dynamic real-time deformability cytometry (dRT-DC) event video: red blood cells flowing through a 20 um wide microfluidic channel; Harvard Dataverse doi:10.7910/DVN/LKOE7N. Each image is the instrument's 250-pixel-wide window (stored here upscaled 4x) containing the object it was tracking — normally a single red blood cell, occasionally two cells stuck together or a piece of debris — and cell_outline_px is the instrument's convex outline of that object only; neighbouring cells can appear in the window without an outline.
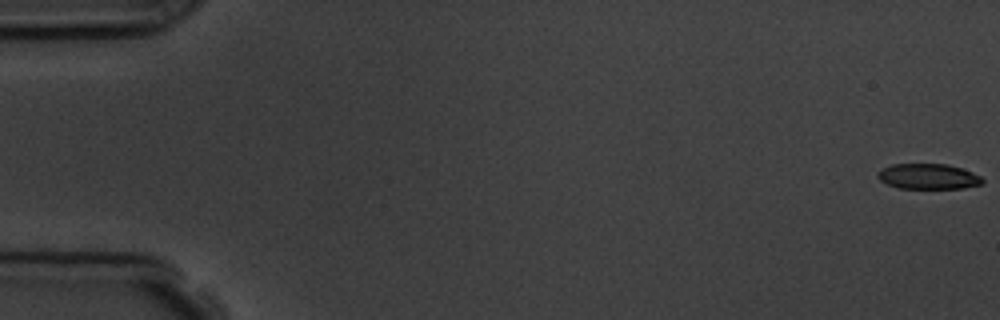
{"species": "common noctule bat (a hibernating species)", "species_latin": "Nyctalus noctula", "temperature_condition": "room temperature", "stored_images_in_passage": 3, "camera_frame_rate_fps": 3000, "um_per_image_px": 0.085, "animal": {"sex": "male", "body_mass_g": 19.5, "forearm_length_mm": 54.6}, "frame": {"image": 1, "passage_image": 3, "time_ms": 3.333, "image_size_px": [1000, 320], "cell_outline_px": [[984, 184], [964, 188], [896, 188], [880, 180], [876, 176], [876, 172], [892, 164], [948, 164], [972, 172], [980, 176], [984, 180]], "centroid_in_image_um": [78.9, 15.0], "position_along_channel_um": 6.1, "area_um2": 15.55}}